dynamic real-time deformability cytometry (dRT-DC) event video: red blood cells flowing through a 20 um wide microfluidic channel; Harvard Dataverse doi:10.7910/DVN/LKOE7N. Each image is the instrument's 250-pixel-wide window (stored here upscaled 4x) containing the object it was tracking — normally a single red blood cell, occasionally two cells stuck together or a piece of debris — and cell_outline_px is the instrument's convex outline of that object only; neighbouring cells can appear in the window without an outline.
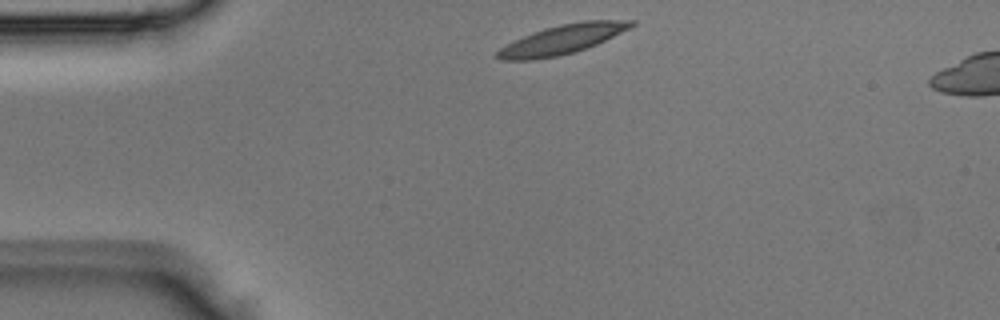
{"species": "Egyptian fruit bat (a non-hibernating species)", "species_latin": "Rousettus aegyptiacus", "temperature_condition": "room temperature", "stored_images_in_passage": 3, "segment_of_instrument_passage": [2, 2], "camera_frame_rate_fps": 3000, "um_per_image_px": 0.085, "animal": {"sex": "male"}, "frame": {"image": 1, "passage_image": 3, "time_ms": 0.667, "image_size_px": [1000, 320], "cell_outline_px": [[636, 24], [596, 44], [576, 52], [560, 56], [532, 60], [500, 60], [496, 56], [496, 52], [500, 48], [524, 36], [560, 24], [584, 20], [636, 20]], "centroid_in_image_um": [47.79, 3.36], "position_along_channel_um": 37.2, "area_um2": 22.43}}